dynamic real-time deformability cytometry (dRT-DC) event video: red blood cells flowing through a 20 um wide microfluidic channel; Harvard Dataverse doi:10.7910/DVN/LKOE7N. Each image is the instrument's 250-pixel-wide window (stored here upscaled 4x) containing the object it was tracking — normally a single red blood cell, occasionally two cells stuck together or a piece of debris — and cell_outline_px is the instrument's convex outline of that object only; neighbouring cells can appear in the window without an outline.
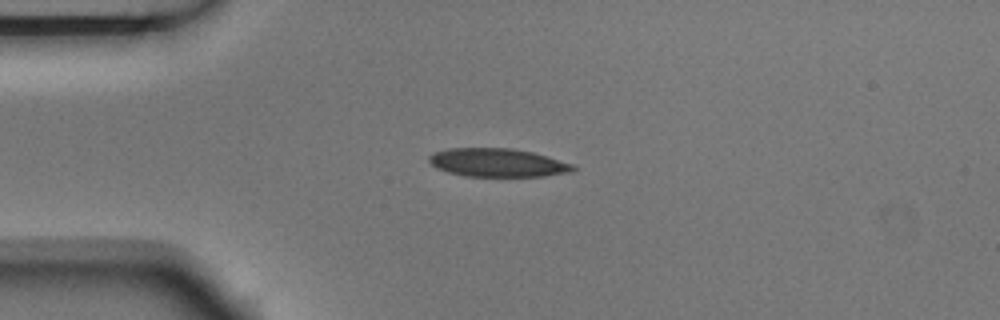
{"species": "Egyptian fruit bat (a non-hibernating species)", "species_latin": "Rousettus aegyptiacus", "temperature_condition": "room temperature", "stored_images_in_passage": 8, "camera_frame_rate_fps": 3000, "um_per_image_px": 0.085, "animal": {"sex": "male"}, "frame": {"image": 1, "passage_image": 1, "time_ms": 0.0, "image_size_px": [1000, 320], "cell_outline_px": [[576, 168], [572, 172], [544, 176], [464, 176], [448, 172], [436, 168], [428, 160], [428, 156], [432, 152], [448, 148], [512, 148], [532, 152], [572, 164]], "centroid_in_image_um": [42.25, 13.82], "position_along_channel_um": 42.8, "area_um2": 23.81}}
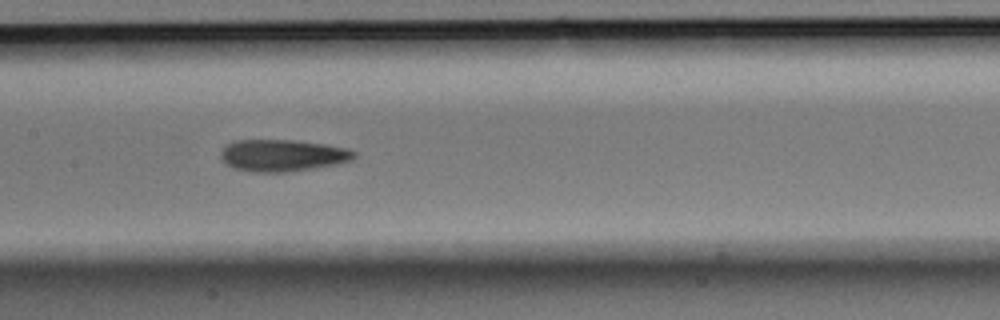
{"frame": {"image": 2, "passage_image": 5, "time_ms": 1.333, "image_size_px": [1000, 320], "cell_outline_px": [[356, 156], [352, 160], [336, 164], [312, 168], [284, 172], [248, 172], [232, 168], [224, 164], [220, 156], [220, 152], [228, 144], [236, 140], [292, 140], [324, 144], [348, 148], [356, 152]], "centroid_in_image_um": [23.98, 13.21], "position_along_channel_um": 183.4, "area_um2": 24.85}}
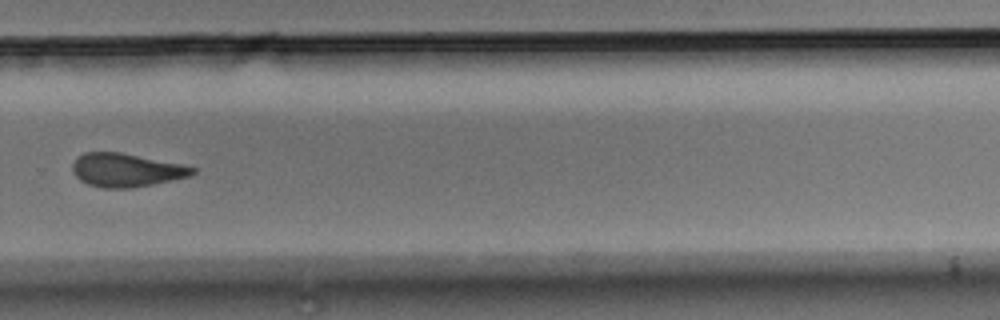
{"frame": {"image": 3, "passage_image": 8, "time_ms": 2.333, "image_size_px": [1000, 320], "cell_outline_px": [[196, 172], [188, 176], [172, 180], [132, 188], [104, 188], [88, 184], [80, 180], [72, 172], [72, 164], [84, 152], [120, 152], [184, 164], [196, 168]], "centroid_in_image_um": [10.74, 14.45], "position_along_channel_um": 319.1, "area_um2": 23.35}}